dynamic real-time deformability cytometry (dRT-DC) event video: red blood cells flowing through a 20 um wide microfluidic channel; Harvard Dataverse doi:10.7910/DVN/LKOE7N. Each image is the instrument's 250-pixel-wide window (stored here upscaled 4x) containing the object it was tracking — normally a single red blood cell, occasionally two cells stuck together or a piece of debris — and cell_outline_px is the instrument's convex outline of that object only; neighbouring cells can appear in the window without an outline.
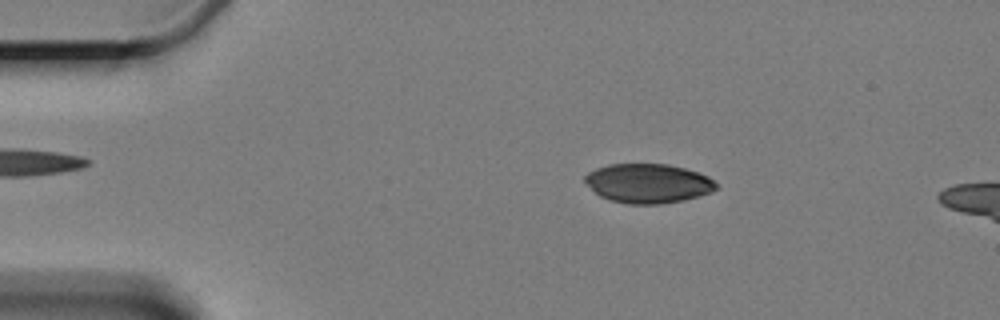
{"species": "Egyptian fruit bat (a non-hibernating species)", "species_latin": "Rousettus aegyptiacus", "temperature_condition": "cold", "stored_images_in_passage": 5, "camera_frame_rate_fps": 3000, "um_per_image_px": 0.085, "animal": {"sex": "female"}, "frame": {"image": 1, "passage_image": 3, "time_ms": 2.333, "image_size_px": [1000, 320], "cell_outline_px": [[720, 188], [712, 192], [684, 200], [660, 204], [628, 204], [608, 200], [600, 196], [584, 180], [584, 176], [588, 172], [596, 168], [608, 164], [668, 164], [700, 172], [708, 176]], "centroid_in_image_um": [55.11, 15.58], "position_along_channel_um": 29.9, "area_um2": 30.17}}